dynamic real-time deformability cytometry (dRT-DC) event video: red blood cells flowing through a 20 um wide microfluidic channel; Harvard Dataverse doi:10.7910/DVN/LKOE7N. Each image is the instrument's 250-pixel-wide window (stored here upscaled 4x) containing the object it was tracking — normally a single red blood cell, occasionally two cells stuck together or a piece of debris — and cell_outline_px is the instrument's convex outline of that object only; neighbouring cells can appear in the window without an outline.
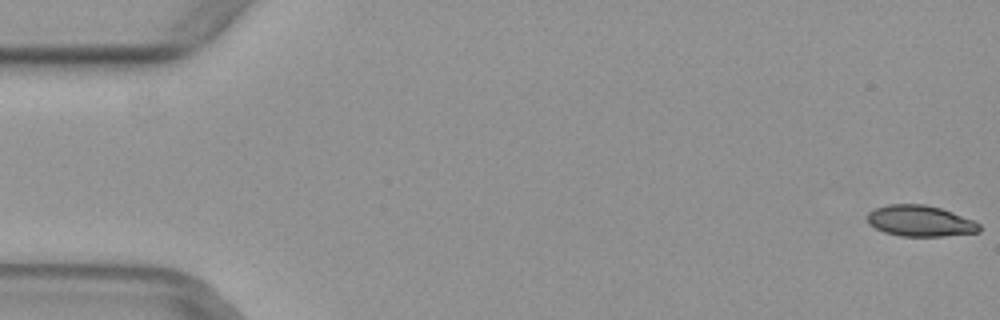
{"species": "common noctule bat (a hibernating species)", "species_latin": "Nyctalus noctula", "temperature_condition": "warm", "stored_images_in_passage": 13, "camera_frame_rate_fps": 3000, "um_per_image_px": 0.085, "animal": {"sex": "female", "body_mass_g": 29.2, "forearm_length_mm": 56.3}, "frame": {"image": 1, "passage_image": 1, "time_ms": 0.0, "image_size_px": [1000, 320], "cell_outline_px": [[980, 232], [944, 236], [900, 236], [884, 232], [868, 224], [864, 216], [868, 212], [876, 208], [888, 204], [924, 204], [940, 208], [952, 212], [972, 220], [980, 224]], "centroid_in_image_um": [78.17, 18.78], "position_along_channel_um": 6.8, "area_um2": 20.35}}